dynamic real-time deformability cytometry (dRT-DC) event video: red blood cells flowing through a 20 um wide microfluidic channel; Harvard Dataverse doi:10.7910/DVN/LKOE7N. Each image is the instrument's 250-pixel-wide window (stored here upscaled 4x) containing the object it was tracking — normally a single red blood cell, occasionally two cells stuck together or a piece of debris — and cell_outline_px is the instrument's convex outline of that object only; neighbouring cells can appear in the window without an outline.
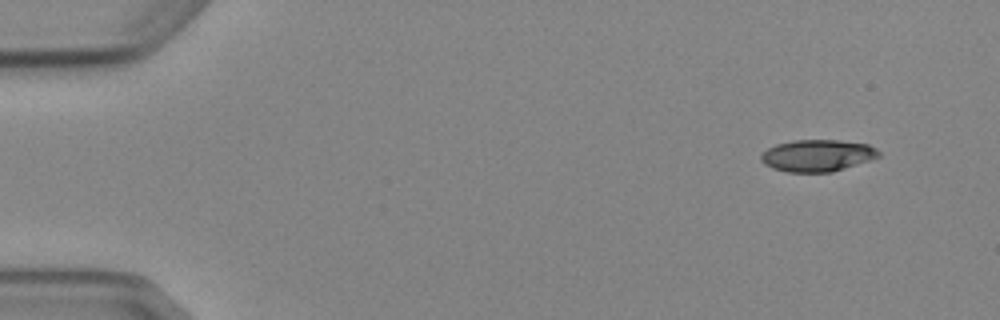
{"species": "Egyptian fruit bat (a non-hibernating species)", "species_latin": "Rousettus aegyptiacus", "temperature_condition": "cold", "stored_images_in_passage": 4, "camera_frame_rate_fps": 3000, "um_per_image_px": 0.085, "animal": {"sex": "female"}, "frame": {"image": 1, "passage_image": 1, "time_ms": 0.0, "image_size_px": [1000, 320], "cell_outline_px": [[880, 156], [832, 172], [788, 172], [772, 168], [764, 164], [760, 160], [760, 156], [768, 148], [776, 144], [792, 140], [840, 140], [868, 144], [876, 148], [880, 152]], "centroid_in_image_um": [69.45, 13.21], "position_along_channel_um": 15.5, "area_um2": 21.79}}
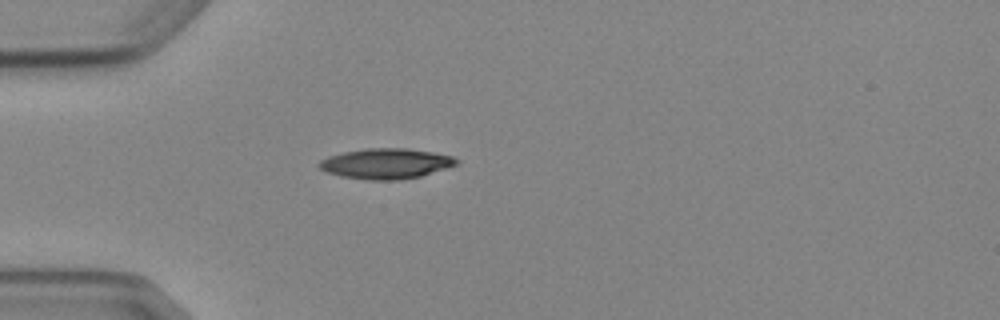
{"frame": {"image": 2, "passage_image": 4, "time_ms": 3.667, "image_size_px": [1000, 320], "cell_outline_px": [[460, 164], [420, 176], [400, 180], [368, 180], [340, 176], [328, 172], [320, 168], [316, 164], [320, 160], [328, 156], [344, 152], [368, 148], [404, 148], [432, 152], [452, 156], [460, 160]], "centroid_in_image_um": [32.82, 13.91], "position_along_channel_um": 52.2, "area_um2": 24.33}}